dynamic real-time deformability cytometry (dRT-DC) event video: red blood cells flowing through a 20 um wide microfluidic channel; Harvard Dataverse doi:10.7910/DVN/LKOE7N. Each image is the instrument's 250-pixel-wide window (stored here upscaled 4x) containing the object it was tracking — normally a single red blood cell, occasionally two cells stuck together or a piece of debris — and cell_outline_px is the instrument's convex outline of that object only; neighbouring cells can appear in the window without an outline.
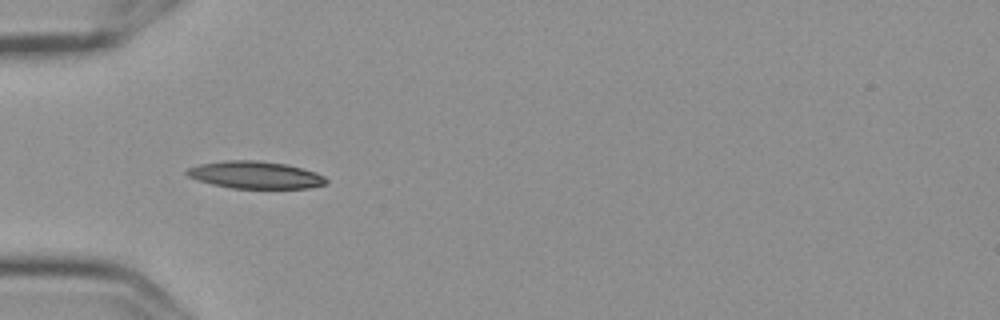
{"species": "Egyptian fruit bat (a non-hibernating species)", "species_latin": "Rousettus aegyptiacus", "temperature_condition": "cold", "stored_images_in_passage": 5, "camera_frame_rate_fps": 3000, "um_per_image_px": 0.085, "frame": {"image": 1, "passage_image": 4, "time_ms": 1.0, "image_size_px": [1000, 320], "cell_outline_px": [[328, 180], [324, 184], [308, 188], [232, 188], [212, 184], [196, 180], [188, 176], [184, 172], [188, 168], [200, 164], [228, 160], [256, 160], [288, 164], [316, 172], [324, 176]], "centroid_in_image_um": [21.69, 14.86], "position_along_channel_um": 63.3, "area_um2": 22.14}}
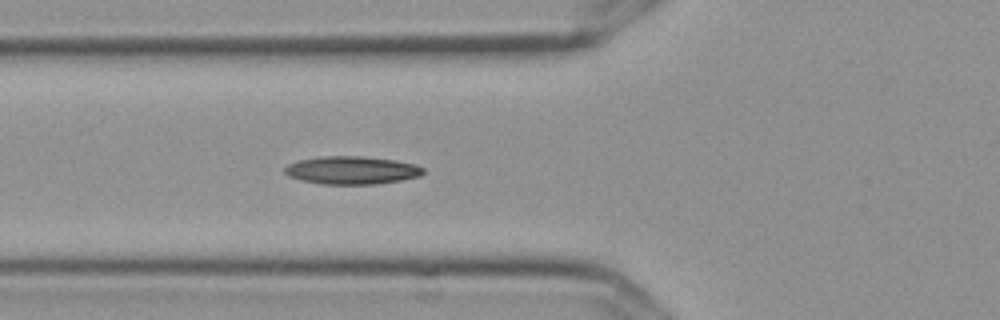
{"frame": {"image": 2, "passage_image": 5, "time_ms": 1.333, "image_size_px": [1000, 320], "cell_outline_px": [[424, 172], [420, 176], [400, 180], [376, 184], [320, 184], [300, 180], [288, 176], [284, 172], [284, 168], [288, 164], [300, 160], [320, 156], [360, 156], [396, 160], [416, 164], [424, 168]], "centroid_in_image_um": [29.89, 14.47], "position_along_channel_um": 95.9, "area_um2": 22.66}}